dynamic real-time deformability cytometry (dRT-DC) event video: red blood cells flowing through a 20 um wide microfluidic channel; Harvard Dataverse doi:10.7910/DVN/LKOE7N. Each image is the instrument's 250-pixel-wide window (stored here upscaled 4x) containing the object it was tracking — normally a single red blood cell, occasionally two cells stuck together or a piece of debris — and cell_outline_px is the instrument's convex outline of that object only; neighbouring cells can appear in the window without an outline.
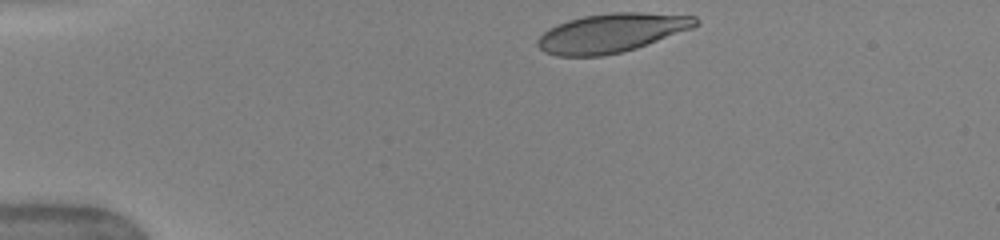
{"species": "human", "species_latin": "Homo sapiens", "temperature_condition": "warm", "stored_images_in_passage": 11, "camera_frame_rate_fps": 3000, "um_per_image_px": 0.085, "donor": {"sex": "female"}, "frame": {"image": 1, "passage_image": 1, "time_ms": 0.0, "image_size_px": [1000, 240], "cell_outline_px": [[700, 24], [692, 28], [636, 48], [620, 52], [600, 56], [556, 56], [544, 52], [536, 44], [536, 40], [548, 28], [568, 20], [584, 16], [612, 12], [640, 12], [696, 16], [700, 20]], "centroid_in_image_um": [51.97, 2.79], "position_along_channel_um": 33.0, "area_um2": 35.78}}